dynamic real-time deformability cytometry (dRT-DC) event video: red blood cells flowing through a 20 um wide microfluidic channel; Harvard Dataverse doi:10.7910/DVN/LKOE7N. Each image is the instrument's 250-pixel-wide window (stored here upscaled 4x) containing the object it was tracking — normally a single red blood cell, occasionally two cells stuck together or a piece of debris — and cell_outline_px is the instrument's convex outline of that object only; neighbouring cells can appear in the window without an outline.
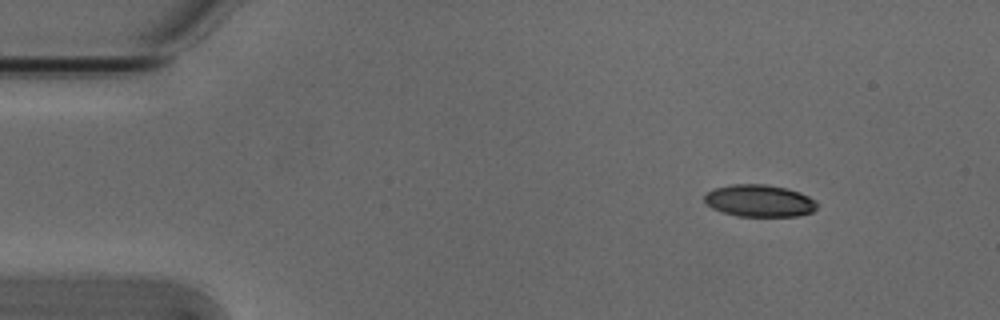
{"species": "Egyptian fruit bat (a non-hibernating species)", "species_latin": "Rousettus aegyptiacus", "temperature_condition": "cold", "stored_images_in_passage": 3, "camera_frame_rate_fps": 3000, "um_per_image_px": 0.085, "animal": {"sex": "male"}, "frame": {"image": 1, "passage_image": 1, "time_ms": 0.0, "image_size_px": [1000, 320], "cell_outline_px": [[816, 208], [812, 212], [796, 216], [736, 216], [712, 208], [704, 200], [704, 196], [712, 188], [732, 184], [768, 184], [788, 188], [800, 192], [816, 200]], "centroid_in_image_um": [64.55, 17.05], "position_along_channel_um": 20.4, "area_um2": 21.15}}